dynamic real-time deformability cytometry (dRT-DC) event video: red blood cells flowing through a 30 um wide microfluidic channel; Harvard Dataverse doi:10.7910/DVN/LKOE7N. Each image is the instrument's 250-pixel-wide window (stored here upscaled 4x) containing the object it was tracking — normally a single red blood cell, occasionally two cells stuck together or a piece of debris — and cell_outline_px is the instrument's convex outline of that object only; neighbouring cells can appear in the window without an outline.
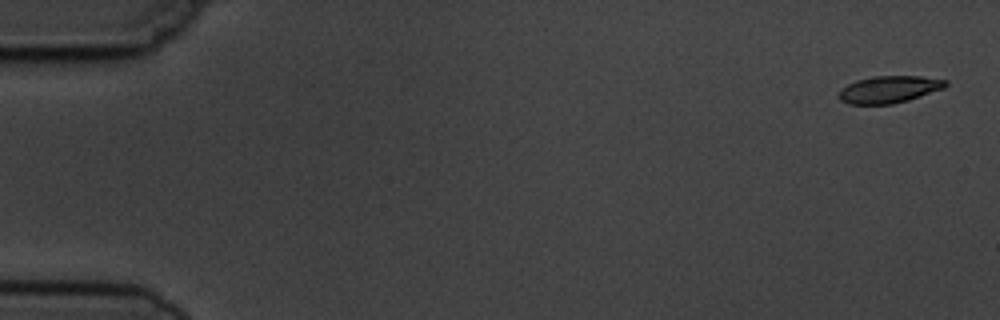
{"species": "common noctule bat (a hibernating species)", "species_latin": "Nyctalus noctula", "temperature_condition": "cold", "stored_images_in_passage": 5, "camera_frame_rate_fps": 3000, "um_per_image_px": 0.085, "animal": {"sex": "male", "body_mass_g": 19.5, "forearm_length_mm": 54.6}, "frame": {"image": 1, "passage_image": 1, "time_ms": 0.0, "image_size_px": [1000, 320], "cell_outline_px": [[948, 84], [944, 88], [908, 100], [892, 104], [848, 104], [840, 100], [840, 88], [856, 80], [872, 76], [920, 76], [948, 80]], "centroid_in_image_um": [75.57, 7.59], "position_along_channel_um": 9.4, "area_um2": 16.82}}
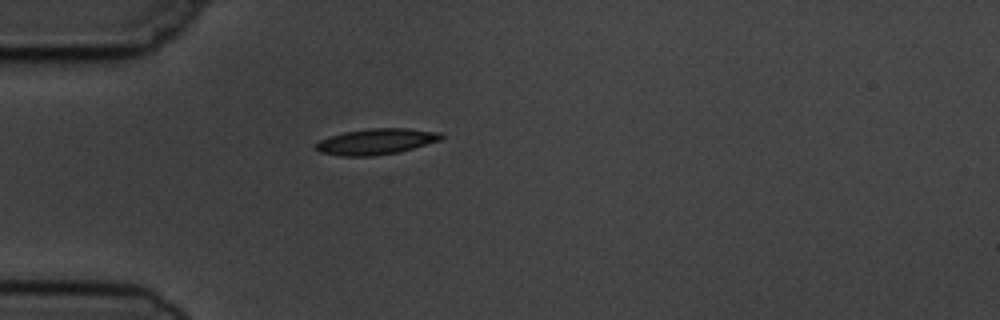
{"frame": {"image": 2, "passage_image": 5, "time_ms": 4.667, "image_size_px": [1000, 320], "cell_outline_px": [[444, 136], [440, 140], [400, 152], [372, 156], [340, 156], [320, 152], [316, 148], [316, 144], [320, 140], [328, 136], [344, 132], [372, 128], [408, 128], [444, 132]], "centroid_in_image_um": [32.01, 12.02], "position_along_channel_um": 53.0, "area_um2": 19.02}}